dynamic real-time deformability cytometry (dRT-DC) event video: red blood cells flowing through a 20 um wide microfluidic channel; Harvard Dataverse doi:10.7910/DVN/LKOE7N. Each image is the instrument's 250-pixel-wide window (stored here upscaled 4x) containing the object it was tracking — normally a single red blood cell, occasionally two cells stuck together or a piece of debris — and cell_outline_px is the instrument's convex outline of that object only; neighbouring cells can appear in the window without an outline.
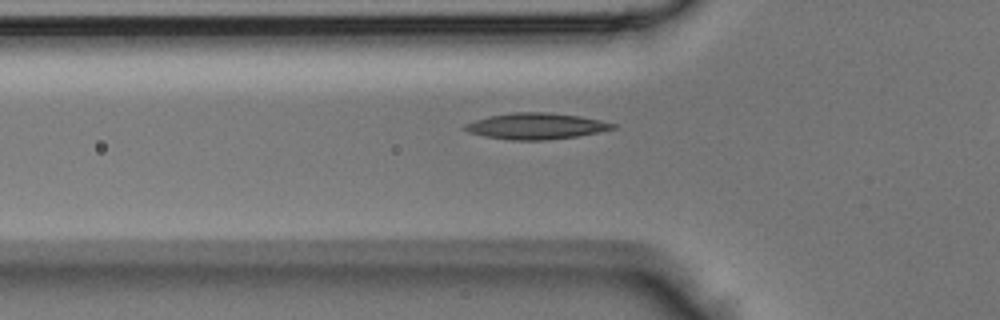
{"species": "Egyptian fruit bat (a non-hibernating species)", "species_latin": "Rousettus aegyptiacus", "temperature_condition": "room temperature", "stored_images_in_passage": 31, "camera_frame_rate_fps": 3000, "um_per_image_px": 0.085, "animal": {"sex": "male"}, "frame": {"image": 1, "passage_image": 8, "time_ms": 2.333, "image_size_px": [1000, 320], "cell_outline_px": [[616, 128], [576, 136], [544, 140], [508, 140], [484, 136], [468, 132], [460, 128], [464, 124], [488, 116], [512, 112], [548, 112], [580, 116], [600, 120], [616, 124]], "centroid_in_image_um": [45.5, 10.71], "position_along_channel_um": 80.3, "area_um2": 22.54}}
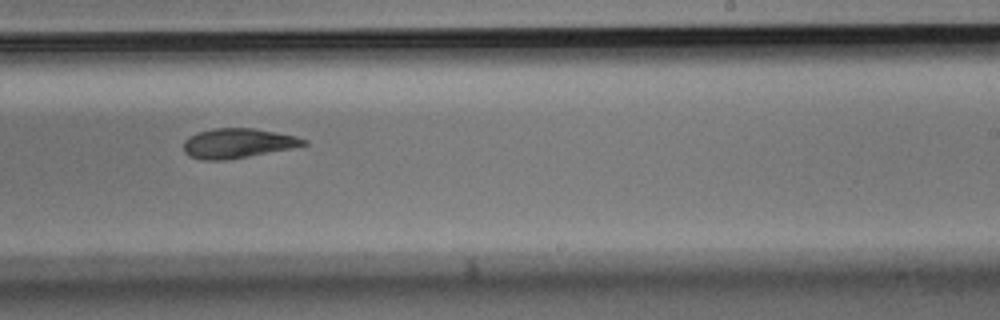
{"frame": {"image": 2, "passage_image": 20, "time_ms": 6.333, "image_size_px": [1000, 320], "cell_outline_px": [[308, 144], [292, 148], [248, 156], [224, 160], [200, 160], [188, 156], [184, 152], [184, 140], [188, 136], [212, 128], [252, 128], [296, 136], [308, 140]], "centroid_in_image_um": [20.18, 12.18], "position_along_channel_um": 268.8, "area_um2": 20.69}}
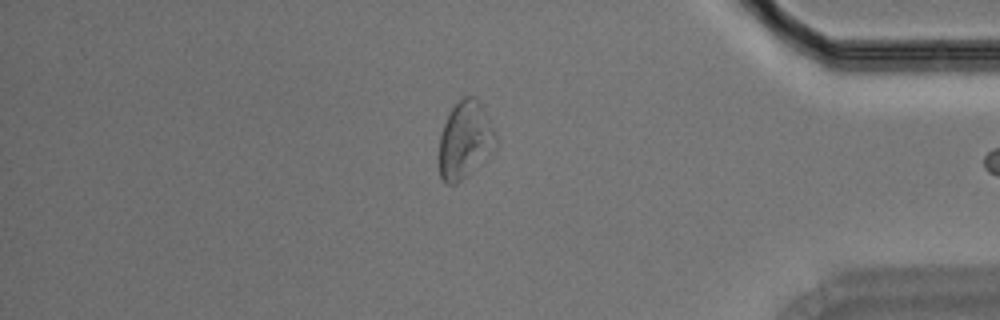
{"frame": {"image": 3, "passage_image": 30, "time_ms": 9.667, "image_size_px": [1000, 320], "cell_outline_px": [[496, 148], [456, 184], [444, 184], [440, 176], [440, 136], [444, 124], [452, 108], [464, 96], [472, 96], [480, 104], [496, 132]], "centroid_in_image_um": [39.52, 11.91], "position_along_channel_um": 395.7, "area_um2": 24.85}}